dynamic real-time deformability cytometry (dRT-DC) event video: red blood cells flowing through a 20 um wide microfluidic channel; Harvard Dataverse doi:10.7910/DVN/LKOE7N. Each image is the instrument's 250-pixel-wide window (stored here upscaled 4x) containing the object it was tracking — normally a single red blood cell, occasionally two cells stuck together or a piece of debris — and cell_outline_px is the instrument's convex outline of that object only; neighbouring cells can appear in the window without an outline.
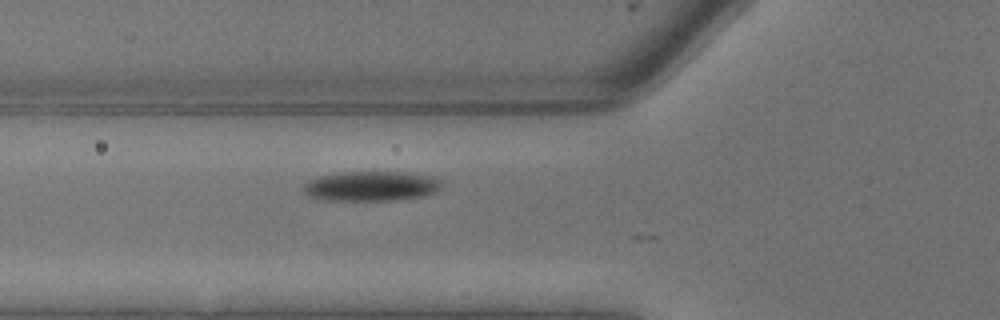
{"species": "common noctule bat (a hibernating species)", "species_latin": "Nyctalus noctula", "temperature_condition": "warm", "stored_images_in_passage": 5, "camera_frame_rate_fps": 3000, "um_per_image_px": 0.085, "animal": {"sex": "male", "body_mass_g": 13.3}, "frame": {"image": 1, "passage_image": 5, "time_ms": 1.333, "image_size_px": [1000, 320], "cell_outline_px": [[444, 184], [436, 192], [424, 196], [392, 200], [324, 200], [308, 196], [300, 188], [308, 180], [320, 176], [340, 172], [412, 172], [436, 176]], "centroid_in_image_um": [31.58, 15.81], "position_along_channel_um": 94.2, "area_um2": 24.45}}